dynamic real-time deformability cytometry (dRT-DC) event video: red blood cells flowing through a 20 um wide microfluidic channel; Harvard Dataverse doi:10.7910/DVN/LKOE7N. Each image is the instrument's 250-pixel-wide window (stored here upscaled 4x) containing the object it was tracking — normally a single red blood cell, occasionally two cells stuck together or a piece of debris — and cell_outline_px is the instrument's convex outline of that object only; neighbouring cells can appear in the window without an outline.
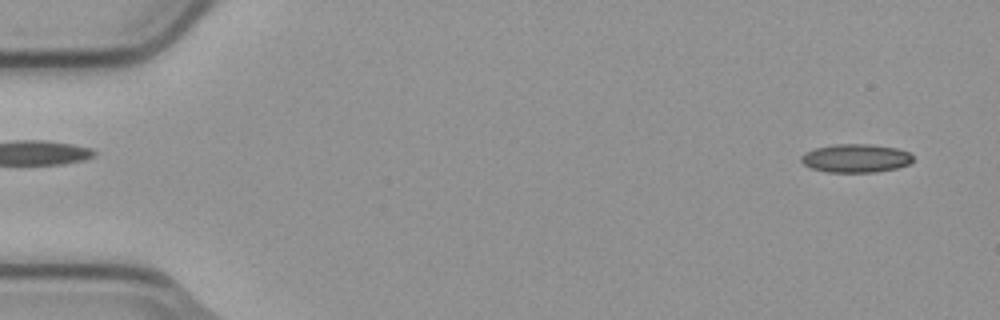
{"species": "common noctule bat (a hibernating species)", "species_latin": "Nyctalus noctula", "temperature_condition": "cold", "stored_images_in_passage": 5, "camera_frame_rate_fps": 3000, "um_per_image_px": 0.085, "animal": {"sex": "male", "body_mass_g": 23.1, "forearm_length_mm": 52.7}, "frame": {"image": 1, "passage_image": 5, "time_ms": 1.333, "image_size_px": [1000, 320], "cell_outline_px": [[912, 160], [908, 164], [896, 168], [876, 172], [828, 172], [812, 168], [804, 164], [800, 160], [800, 156], [804, 152], [816, 148], [836, 144], [868, 144], [896, 148], [908, 152], [912, 156]], "centroid_in_image_um": [72.71, 13.45], "position_along_channel_um": 12.3, "area_um2": 18.38}}